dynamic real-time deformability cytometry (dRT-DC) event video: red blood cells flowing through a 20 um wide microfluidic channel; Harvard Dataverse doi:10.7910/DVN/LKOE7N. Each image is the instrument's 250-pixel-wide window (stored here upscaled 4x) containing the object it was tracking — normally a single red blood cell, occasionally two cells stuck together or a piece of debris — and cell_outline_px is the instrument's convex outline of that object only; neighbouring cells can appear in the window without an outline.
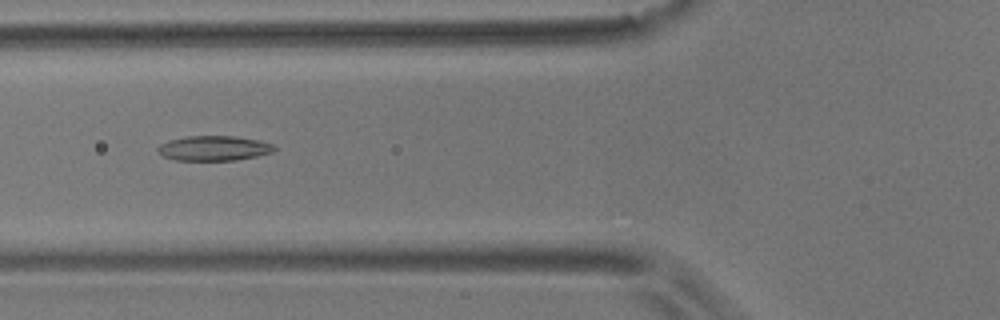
{"species": "common noctule bat (a hibernating species)", "species_latin": "Nyctalus noctula", "temperature_condition": "room temperature", "stored_images_in_passage": 9, "camera_frame_rate_fps": 3000, "um_per_image_px": 0.085, "animal": {"sex": "male", "body_mass_g": 17.9}, "frame": {"image": 1, "passage_image": 7, "time_ms": 2.0, "image_size_px": [1000, 320], "cell_outline_px": [[276, 148], [272, 152], [256, 156], [236, 160], [176, 160], [164, 156], [156, 148], [160, 144], [168, 140], [188, 136], [236, 136], [260, 140], [272, 144]], "centroid_in_image_um": [18.19, 12.59], "position_along_channel_um": 107.6, "area_um2": 16.82}}
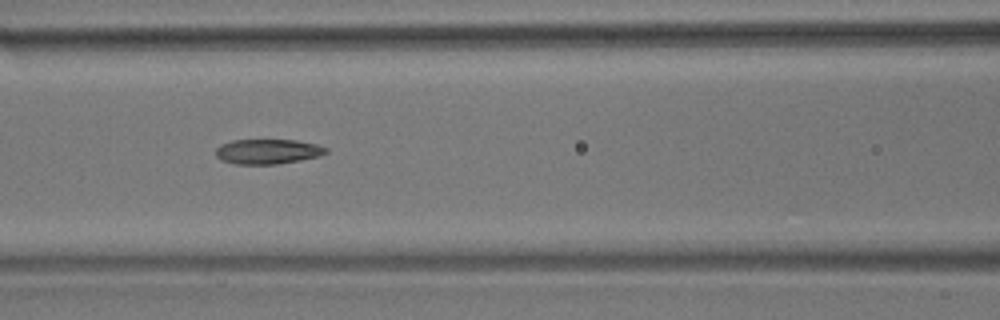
{"frame": {"image": 2, "passage_image": 8, "time_ms": 2.333, "image_size_px": [1000, 320], "cell_outline_px": [[328, 152], [320, 156], [300, 160], [276, 164], [236, 164], [220, 160], [216, 156], [216, 148], [220, 144], [232, 140], [296, 140], [316, 144], [328, 148]], "centroid_in_image_um": [22.75, 12.88], "position_along_channel_um": 143.9, "area_um2": 16.07}}
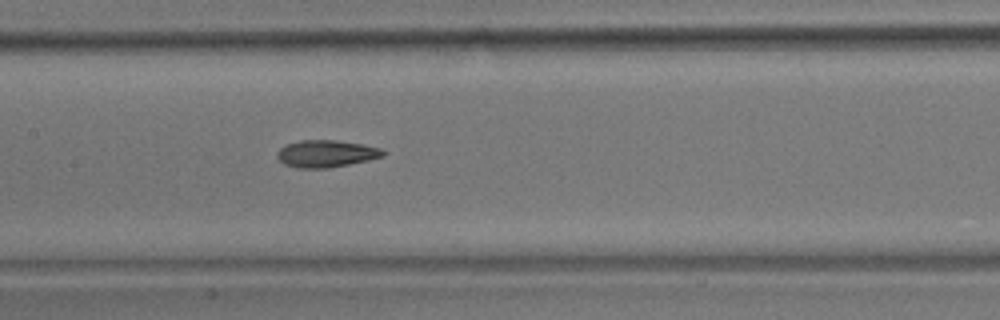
{"frame": {"image": 3, "passage_image": 9, "time_ms": 2.667, "image_size_px": [1000, 320], "cell_outline_px": [[384, 156], [368, 160], [328, 168], [296, 168], [284, 164], [276, 156], [276, 152], [280, 148], [288, 144], [300, 140], [336, 140], [360, 144], [380, 148], [384, 152]], "centroid_in_image_um": [27.68, 13.06], "position_along_channel_um": 179.7, "area_um2": 16.59}}